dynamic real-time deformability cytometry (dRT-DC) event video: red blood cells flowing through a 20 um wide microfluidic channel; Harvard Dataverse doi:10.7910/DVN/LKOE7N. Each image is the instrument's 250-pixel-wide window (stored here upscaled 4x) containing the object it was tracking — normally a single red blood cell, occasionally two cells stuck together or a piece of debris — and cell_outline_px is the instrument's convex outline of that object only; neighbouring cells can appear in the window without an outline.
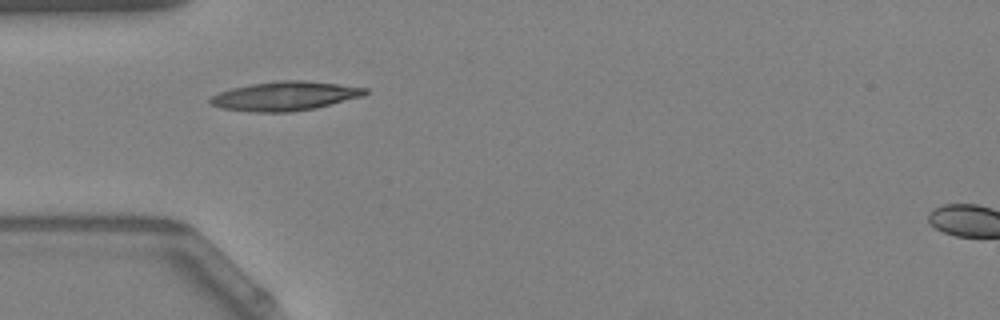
{"species": "Egyptian fruit bat (a non-hibernating species)", "species_latin": "Rousettus aegyptiacus", "temperature_condition": "warm", "stored_images_in_passage": 38, "camera_frame_rate_fps": 3000, "um_per_image_px": 0.085, "animal": {"sex": "female"}, "frame": {"image": 1, "passage_image": 1, "time_ms": 0.0, "image_size_px": [1000, 320], "cell_outline_px": [[368, 92], [364, 96], [316, 108], [292, 112], [252, 112], [220, 108], [212, 104], [208, 100], [212, 96], [220, 92], [232, 88], [252, 84], [280, 80], [304, 80], [368, 88]], "centroid_in_image_um": [24.24, 8.17], "position_along_channel_um": 60.8, "area_um2": 26.24}}
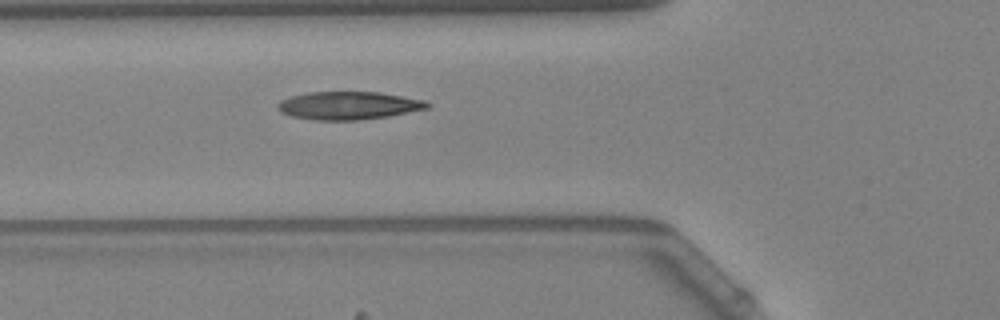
{"frame": {"image": 2, "passage_image": 4, "time_ms": 1.0, "image_size_px": [1000, 320], "cell_outline_px": [[432, 104], [428, 108], [388, 116], [360, 120], [316, 120], [292, 116], [280, 112], [276, 108], [276, 104], [280, 100], [292, 96], [308, 92], [380, 92], [424, 100]], "centroid_in_image_um": [29.6, 8.97], "position_along_channel_um": 96.2, "area_um2": 24.39}}
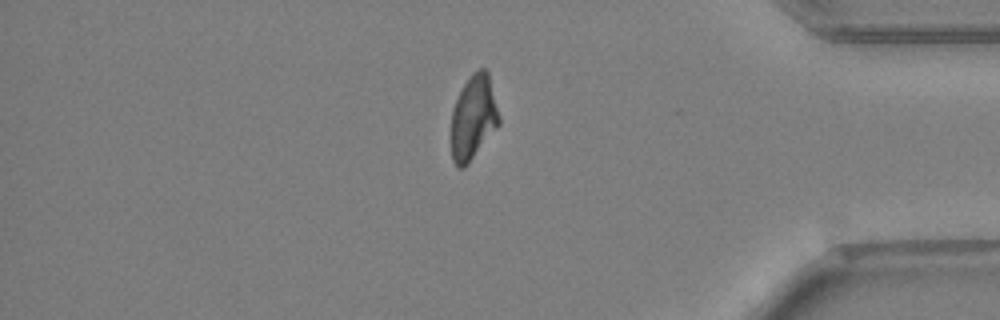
{"frame": {"image": 3, "passage_image": 30, "time_ms": 9.667, "image_size_px": [1000, 320], "cell_outline_px": [[500, 124], [464, 168], [460, 168], [452, 160], [452, 108], [464, 84], [472, 72], [480, 68], [484, 68], [488, 72], [500, 116]], "centroid_in_image_um": [40.25, 9.97], "position_along_channel_um": 395.0, "area_um2": 23.29}, "authors_computed_cell_mechanics": {"area_um2": 23.7269, "velocity_mm_per_s": 3.7794, "shape_relaxation_time_tau1_ms": 8.3803, "shape_relaxation_time_tau2_ms": 1.7112, "deformation_change_tau1": 0.2286, "deformation_change_tau2": 0.065}}